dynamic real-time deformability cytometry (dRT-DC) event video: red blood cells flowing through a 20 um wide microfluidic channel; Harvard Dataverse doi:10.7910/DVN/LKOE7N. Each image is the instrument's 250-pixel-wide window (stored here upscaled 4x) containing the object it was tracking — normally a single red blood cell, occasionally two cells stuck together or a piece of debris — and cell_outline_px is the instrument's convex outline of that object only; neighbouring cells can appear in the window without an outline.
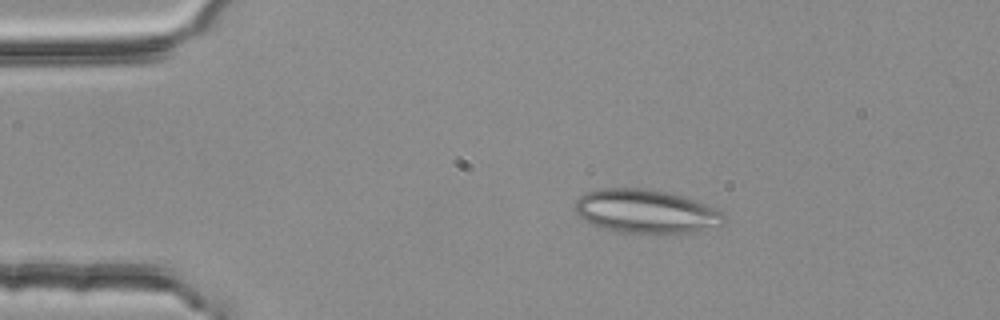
{"species": "common noctule bat (a hibernating species)", "species_latin": "Nyctalus noctula", "temperature_condition": "room temperature", "stored_images_in_passage": 3, "camera_frame_rate_fps": 3000, "um_per_image_px": 0.085, "animal": {"sex": "female", "body_mass_g": 25.1}, "frame": {"image": 1, "passage_image": 2, "time_ms": 0.333, "image_size_px": [1000, 320], "cell_outline_px": [[728, 220], [724, 224], [688, 232], [616, 232], [592, 224], [584, 220], [576, 212], [576, 200], [580, 196], [588, 192], [600, 188], [652, 188], [684, 196], [704, 204], [720, 212]], "centroid_in_image_um": [54.88, 17.94], "position_along_channel_um": 30.1, "area_um2": 37.4}}